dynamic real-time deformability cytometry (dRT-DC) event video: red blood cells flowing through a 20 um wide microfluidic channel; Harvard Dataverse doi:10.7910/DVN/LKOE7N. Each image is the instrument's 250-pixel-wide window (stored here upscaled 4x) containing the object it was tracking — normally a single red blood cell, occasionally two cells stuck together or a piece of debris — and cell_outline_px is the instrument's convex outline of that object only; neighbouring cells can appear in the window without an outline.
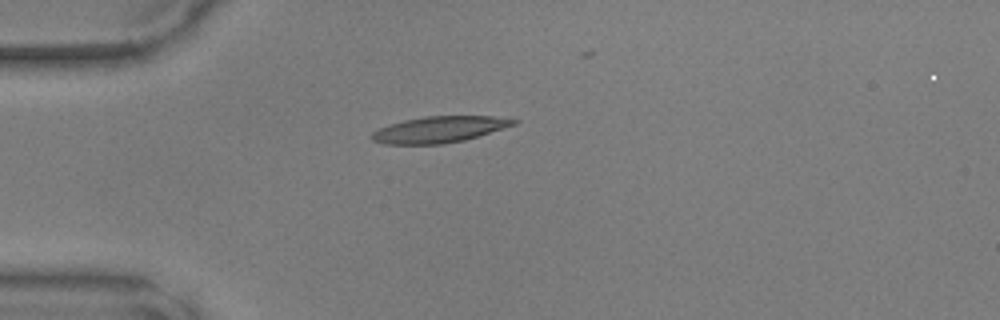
{"species": "common noctule bat (a hibernating species)", "species_latin": "Nyctalus noctula", "temperature_condition": "warm", "stored_images_in_passage": 7, "camera_frame_rate_fps": 3000, "um_per_image_px": 0.085, "animal": {"sex": "male", "body_mass_g": 17.9, "forearm_length_mm": 54.2}, "frame": {"image": 1, "passage_image": 1, "time_ms": 0.0, "image_size_px": [1000, 320], "cell_outline_px": [[520, 120], [516, 124], [464, 140], [444, 144], [384, 144], [372, 140], [372, 132], [380, 128], [404, 120], [424, 116], [492, 116]], "centroid_in_image_um": [37.34, 11.0], "position_along_channel_um": 47.7, "area_um2": 21.44}}